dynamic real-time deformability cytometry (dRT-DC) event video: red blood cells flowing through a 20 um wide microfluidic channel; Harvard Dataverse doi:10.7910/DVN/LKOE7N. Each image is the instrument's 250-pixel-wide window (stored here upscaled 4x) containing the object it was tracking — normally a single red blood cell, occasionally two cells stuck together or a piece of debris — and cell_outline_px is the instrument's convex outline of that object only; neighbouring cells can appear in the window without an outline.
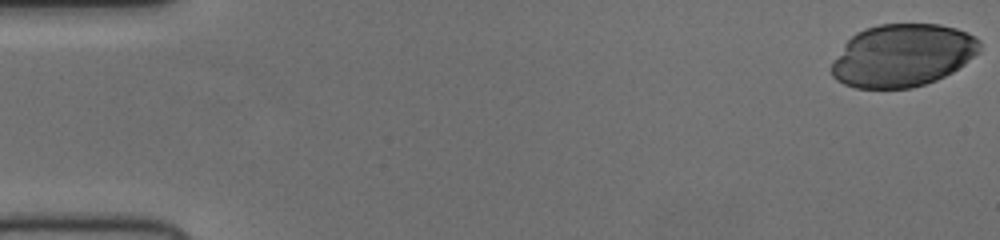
{"species": "human", "species_latin": "Homo sapiens", "temperature_condition": "cold", "stored_images_in_passage": 53, "camera_frame_rate_fps": 3000, "um_per_image_px": 0.085, "donor": {"sex": "female"}, "frame": {"image": 1, "passage_image": 1, "time_ms": 0.0, "image_size_px": [1000, 240], "cell_outline_px": [[980, 48], [964, 64], [952, 72], [936, 80], [912, 88], [856, 88], [844, 84], [836, 80], [832, 76], [832, 60], [844, 44], [856, 32], [864, 28], [880, 24], [940, 24], [956, 28], [968, 32], [976, 36], [980, 40]], "centroid_in_image_um": [76.7, 4.7], "position_along_channel_um": 8.3, "area_um2": 54.16}}